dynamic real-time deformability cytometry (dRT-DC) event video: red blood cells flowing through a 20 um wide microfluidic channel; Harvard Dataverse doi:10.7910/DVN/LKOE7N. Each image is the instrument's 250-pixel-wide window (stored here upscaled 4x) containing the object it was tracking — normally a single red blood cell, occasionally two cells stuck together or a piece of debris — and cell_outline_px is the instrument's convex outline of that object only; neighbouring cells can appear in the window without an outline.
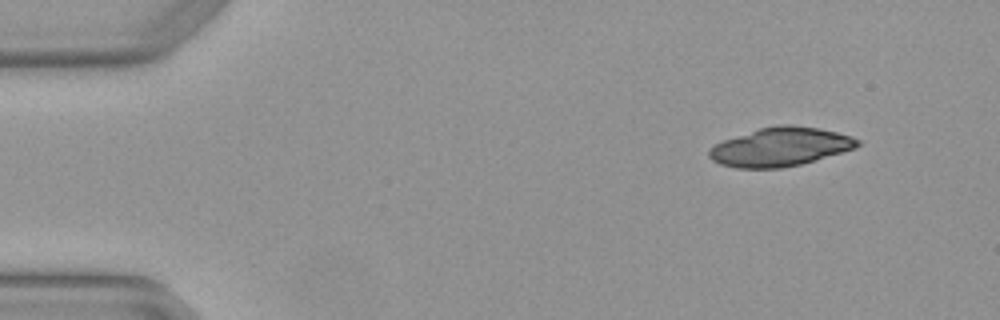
{"species": "Egyptian fruit bat (a non-hibernating species)", "species_latin": "Rousettus aegyptiacus", "temperature_condition": "warm", "stored_images_in_passage": 3, "camera_frame_rate_fps": 3000, "um_per_image_px": 0.085, "animal": {"sex": "female"}, "frame": {"image": 1, "passage_image": 1, "time_ms": 0.0, "image_size_px": [1000, 320], "cell_outline_px": [[860, 144], [856, 148], [800, 164], [780, 168], [736, 168], [720, 164], [712, 160], [708, 156], [708, 152], [716, 144], [724, 140], [760, 128], [776, 124], [788, 124], [820, 128], [852, 136], [860, 140]], "centroid_in_image_um": [66.34, 12.48], "position_along_channel_um": 18.7, "area_um2": 33.29}}